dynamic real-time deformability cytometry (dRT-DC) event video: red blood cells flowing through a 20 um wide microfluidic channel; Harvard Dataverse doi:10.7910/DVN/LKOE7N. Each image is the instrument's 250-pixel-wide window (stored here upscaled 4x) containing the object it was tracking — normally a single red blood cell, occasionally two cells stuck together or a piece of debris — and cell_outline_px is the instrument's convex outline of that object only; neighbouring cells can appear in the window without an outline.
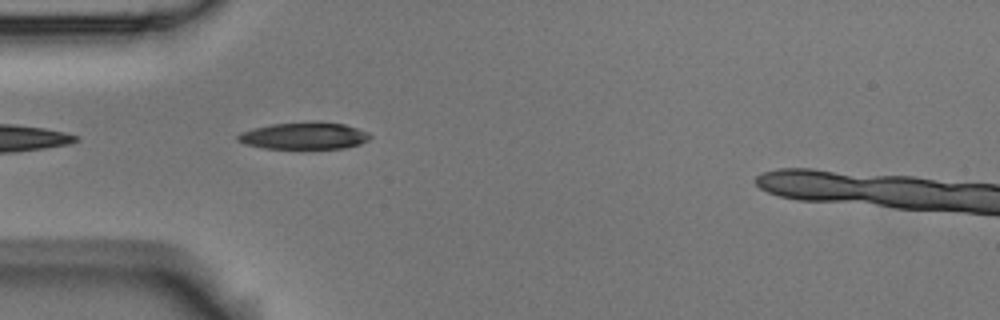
{"species": "Egyptian fruit bat (a non-hibernating species)", "species_latin": "Rousettus aegyptiacus", "temperature_condition": "room temperature", "stored_images_in_passage": 2, "camera_frame_rate_fps": 3000, "um_per_image_px": 0.085, "animal": {"sex": "male"}, "frame": {"image": 1, "passage_image": 1, "time_ms": 0.0, "image_size_px": [1000, 320], "cell_outline_px": [[372, 136], [368, 140], [360, 144], [344, 148], [264, 148], [244, 144], [236, 140], [236, 136], [240, 132], [252, 128], [272, 124], [312, 120], [316, 120], [344, 124], [368, 132]], "centroid_in_image_um": [25.83, 11.52], "position_along_channel_um": 59.2, "area_um2": 21.1}}